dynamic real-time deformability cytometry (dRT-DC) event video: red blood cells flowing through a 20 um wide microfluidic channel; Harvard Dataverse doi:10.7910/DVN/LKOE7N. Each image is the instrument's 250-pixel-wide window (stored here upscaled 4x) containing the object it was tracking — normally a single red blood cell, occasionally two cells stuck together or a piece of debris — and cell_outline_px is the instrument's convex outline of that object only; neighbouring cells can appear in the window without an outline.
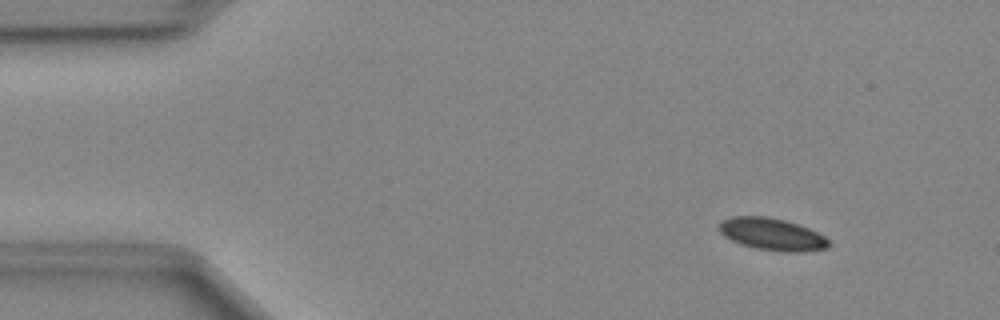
{"species": "Egyptian fruit bat (a non-hibernating species)", "species_latin": "Rousettus aegyptiacus", "temperature_condition": "cold", "stored_images_in_passage": 47, "camera_frame_rate_fps": 3000, "um_per_image_px": 0.085, "animal": {"sex": "female"}, "frame": {"image": 1, "passage_image": 4, "time_ms": 1.0, "image_size_px": [1000, 320], "cell_outline_px": [[832, 244], [828, 248], [804, 252], [780, 252], [756, 248], [740, 244], [724, 236], [720, 232], [720, 224], [724, 220], [732, 216], [764, 216], [784, 220], [808, 228], [832, 240]], "centroid_in_image_um": [65.68, 19.93], "position_along_channel_um": 19.3, "area_um2": 20.58}}
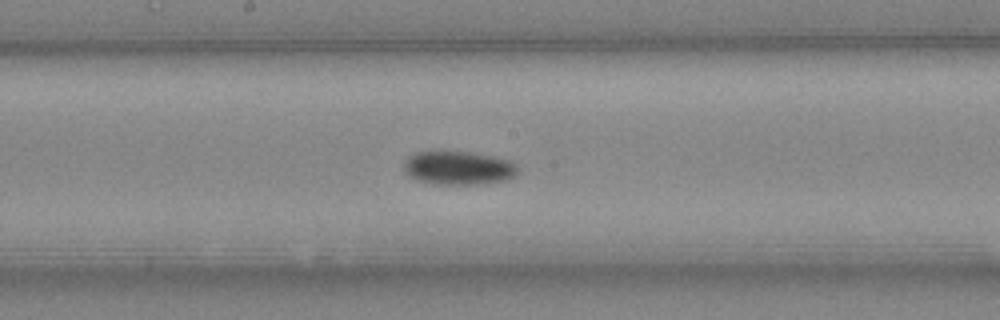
{"frame": {"image": 2, "passage_image": 24, "time_ms": 7.667, "image_size_px": [1000, 320], "cell_outline_px": [[520, 172], [516, 176], [508, 180], [488, 184], [432, 184], [416, 180], [408, 176], [404, 172], [404, 164], [408, 156], [416, 152], [440, 148], [496, 156], [508, 160], [516, 164], [520, 168]], "centroid_in_image_um": [38.98, 14.25], "position_along_channel_um": 209.2, "area_um2": 23.52}}
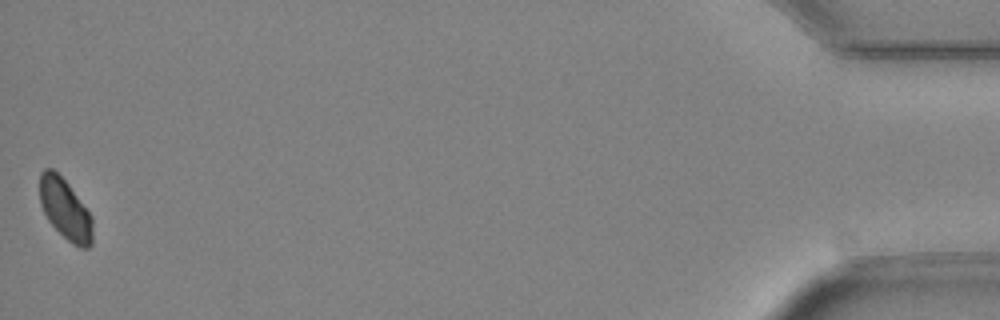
{"frame": {"image": 3, "passage_image": 47, "time_ms": 15.333, "image_size_px": [1000, 320], "cell_outline_px": [[92, 244], [88, 248], [80, 248], [72, 244], [48, 220], [40, 204], [40, 172], [44, 168], [52, 168], [68, 184], [92, 216]], "centroid_in_image_um": [5.54, 17.79], "position_along_channel_um": 429.7, "area_um2": 18.5}}